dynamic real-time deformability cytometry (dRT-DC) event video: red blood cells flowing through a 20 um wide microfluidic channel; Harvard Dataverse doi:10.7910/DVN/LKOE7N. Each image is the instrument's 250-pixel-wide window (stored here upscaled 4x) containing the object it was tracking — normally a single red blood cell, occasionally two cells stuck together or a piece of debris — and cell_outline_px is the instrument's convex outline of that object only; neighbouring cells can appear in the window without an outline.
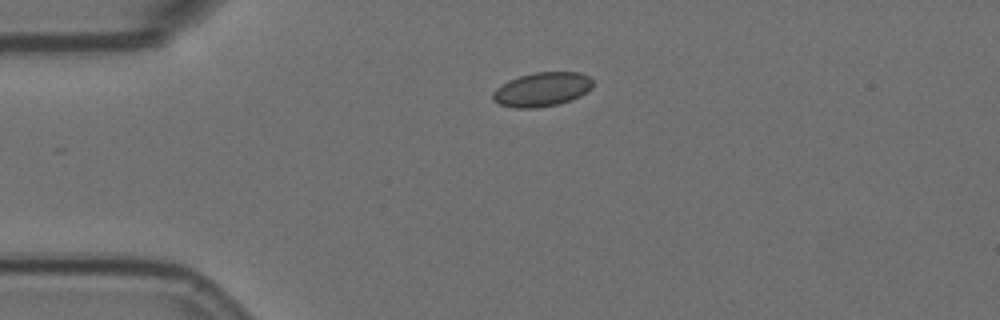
{"species": "Egyptian fruit bat (a non-hibernating species)", "species_latin": "Rousettus aegyptiacus", "temperature_condition": "room temperature", "stored_images_in_passage": 4, "camera_frame_rate_fps": 3000, "um_per_image_px": 0.085, "animal": {"sex": "female"}, "frame": {"image": 1, "passage_image": 4, "time_ms": 1.0, "image_size_px": [1000, 320], "cell_outline_px": [[592, 88], [580, 96], [556, 104], [536, 108], [512, 108], [500, 104], [492, 100], [492, 92], [496, 88], [508, 80], [520, 76], [536, 72], [580, 72], [588, 76], [592, 80]], "centroid_in_image_um": [46.04, 7.6], "position_along_channel_um": 39.0, "area_um2": 19.83}}